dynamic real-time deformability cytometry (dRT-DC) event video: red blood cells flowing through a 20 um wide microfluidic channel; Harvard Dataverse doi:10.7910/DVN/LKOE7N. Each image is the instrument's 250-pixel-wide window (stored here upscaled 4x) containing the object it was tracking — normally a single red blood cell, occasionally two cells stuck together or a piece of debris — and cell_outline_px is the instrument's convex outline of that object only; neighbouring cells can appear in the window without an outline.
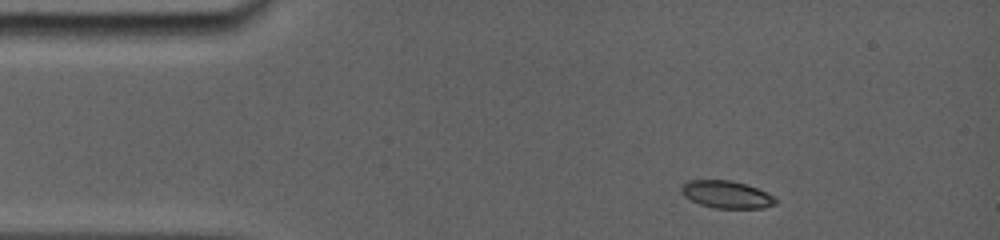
{"species": "common noctule bat (a hibernating species)", "species_latin": "Nyctalus noctula", "temperature_condition": "room temperature", "stored_images_in_passage": 17, "camera_frame_rate_fps": 5000, "um_per_image_px": 0.085, "animal": {"sex": "female", "body_mass_g": 19.0, "forearm_length_mm": 56.7}, "frame": {"image": 1, "passage_image": 1, "time_ms": 0.0, "image_size_px": [1000, 240], "cell_outline_px": [[776, 204], [764, 208], [716, 208], [700, 204], [684, 196], [680, 192], [680, 188], [688, 180], [732, 180], [768, 192], [776, 196]], "centroid_in_image_um": [61.78, 16.53], "position_along_channel_um": 23.2, "area_um2": 15.09}}
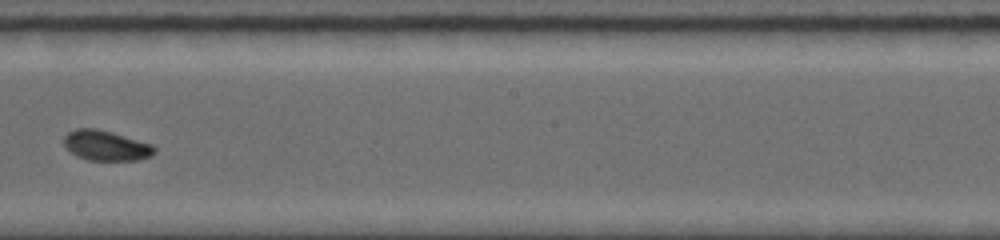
{"frame": {"image": 2, "passage_image": 10, "time_ms": 7.2, "image_size_px": [1000, 240], "cell_outline_px": [[156, 152], [152, 156], [136, 160], [88, 160], [76, 156], [64, 144], [64, 136], [68, 132], [76, 128], [96, 128], [112, 132], [152, 144], [156, 148]], "centroid_in_image_um": [9.03, 12.37], "position_along_channel_um": 239.2, "area_um2": 15.9}}
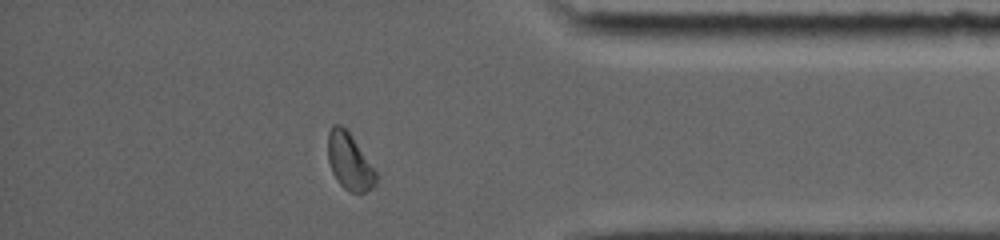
{"frame": {"image": 3, "passage_image": 16, "time_ms": 11.8, "image_size_px": [1000, 240], "cell_outline_px": [[376, 184], [372, 188], [364, 192], [352, 192], [344, 188], [336, 180], [332, 172], [328, 160], [328, 132], [332, 124], [340, 124], [352, 136], [376, 172]], "centroid_in_image_um": [29.68, 13.73], "position_along_channel_um": 405.5, "area_um2": 15.66}, "authors_computed_cell_mechanics": {"area_um2": 15.6638, "velocity_mm_per_s": 3.8479, "shape_relaxation_time_tau1_ms": 3.2223, "shape_relaxation_time_tau2_ms": 4.1603, "deformation_change_tau1": 0.0723, "deformation_change_tau2": 0.0776}}